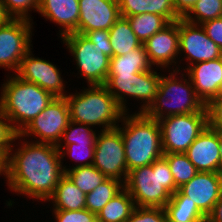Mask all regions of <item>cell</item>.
<instances>
[{
    "mask_svg": "<svg viewBox=\"0 0 222 222\" xmlns=\"http://www.w3.org/2000/svg\"><path fill=\"white\" fill-rule=\"evenodd\" d=\"M22 145L7 156V184L18 194L48 201L65 174L59 150L55 145L34 141Z\"/></svg>",
    "mask_w": 222,
    "mask_h": 222,
    "instance_id": "1",
    "label": "cell"
},
{
    "mask_svg": "<svg viewBox=\"0 0 222 222\" xmlns=\"http://www.w3.org/2000/svg\"><path fill=\"white\" fill-rule=\"evenodd\" d=\"M125 115V116H124ZM124 113L121 120L127 171L138 167L151 165L163 157L161 127L159 121L149 118L144 113L127 115Z\"/></svg>",
    "mask_w": 222,
    "mask_h": 222,
    "instance_id": "2",
    "label": "cell"
},
{
    "mask_svg": "<svg viewBox=\"0 0 222 222\" xmlns=\"http://www.w3.org/2000/svg\"><path fill=\"white\" fill-rule=\"evenodd\" d=\"M0 96V108L18 134L55 98L37 84L16 75L2 84Z\"/></svg>",
    "mask_w": 222,
    "mask_h": 222,
    "instance_id": "3",
    "label": "cell"
},
{
    "mask_svg": "<svg viewBox=\"0 0 222 222\" xmlns=\"http://www.w3.org/2000/svg\"><path fill=\"white\" fill-rule=\"evenodd\" d=\"M124 188L138 207L164 208L178 189L164 157L128 172Z\"/></svg>",
    "mask_w": 222,
    "mask_h": 222,
    "instance_id": "4",
    "label": "cell"
},
{
    "mask_svg": "<svg viewBox=\"0 0 222 222\" xmlns=\"http://www.w3.org/2000/svg\"><path fill=\"white\" fill-rule=\"evenodd\" d=\"M81 93L65 98L69 106L70 120L88 126L102 125L104 129L116 128L124 111L105 85H88ZM117 121V122H116Z\"/></svg>",
    "mask_w": 222,
    "mask_h": 222,
    "instance_id": "5",
    "label": "cell"
},
{
    "mask_svg": "<svg viewBox=\"0 0 222 222\" xmlns=\"http://www.w3.org/2000/svg\"><path fill=\"white\" fill-rule=\"evenodd\" d=\"M178 72L179 70L175 69L169 76H161L158 93L144 112L146 116L160 120L173 115L207 112L206 105L197 96L189 77L188 80L183 78L179 80L175 77Z\"/></svg>",
    "mask_w": 222,
    "mask_h": 222,
    "instance_id": "6",
    "label": "cell"
},
{
    "mask_svg": "<svg viewBox=\"0 0 222 222\" xmlns=\"http://www.w3.org/2000/svg\"><path fill=\"white\" fill-rule=\"evenodd\" d=\"M160 81L161 76L151 69L135 74H108L105 86L124 113L128 110L124 100L126 95L145 100L139 108V113H144L154 101Z\"/></svg>",
    "mask_w": 222,
    "mask_h": 222,
    "instance_id": "7",
    "label": "cell"
},
{
    "mask_svg": "<svg viewBox=\"0 0 222 222\" xmlns=\"http://www.w3.org/2000/svg\"><path fill=\"white\" fill-rule=\"evenodd\" d=\"M163 153H185L207 128V112L173 115L161 118Z\"/></svg>",
    "mask_w": 222,
    "mask_h": 222,
    "instance_id": "8",
    "label": "cell"
},
{
    "mask_svg": "<svg viewBox=\"0 0 222 222\" xmlns=\"http://www.w3.org/2000/svg\"><path fill=\"white\" fill-rule=\"evenodd\" d=\"M76 60L80 76L88 85H105L110 68V57L93 44L84 34L71 33L61 38Z\"/></svg>",
    "mask_w": 222,
    "mask_h": 222,
    "instance_id": "9",
    "label": "cell"
},
{
    "mask_svg": "<svg viewBox=\"0 0 222 222\" xmlns=\"http://www.w3.org/2000/svg\"><path fill=\"white\" fill-rule=\"evenodd\" d=\"M92 165L107 178L125 183L128 171L123 138L117 127L97 134Z\"/></svg>",
    "mask_w": 222,
    "mask_h": 222,
    "instance_id": "10",
    "label": "cell"
},
{
    "mask_svg": "<svg viewBox=\"0 0 222 222\" xmlns=\"http://www.w3.org/2000/svg\"><path fill=\"white\" fill-rule=\"evenodd\" d=\"M69 121V106L66 98L55 97L18 135L29 137L33 134L40 138L36 143L57 146Z\"/></svg>",
    "mask_w": 222,
    "mask_h": 222,
    "instance_id": "11",
    "label": "cell"
},
{
    "mask_svg": "<svg viewBox=\"0 0 222 222\" xmlns=\"http://www.w3.org/2000/svg\"><path fill=\"white\" fill-rule=\"evenodd\" d=\"M31 21L11 19L0 26V67L17 71L21 60L31 49Z\"/></svg>",
    "mask_w": 222,
    "mask_h": 222,
    "instance_id": "12",
    "label": "cell"
},
{
    "mask_svg": "<svg viewBox=\"0 0 222 222\" xmlns=\"http://www.w3.org/2000/svg\"><path fill=\"white\" fill-rule=\"evenodd\" d=\"M185 52L189 64L205 62L222 57V50L209 38L200 24L179 19V52ZM195 61V62H194Z\"/></svg>",
    "mask_w": 222,
    "mask_h": 222,
    "instance_id": "13",
    "label": "cell"
},
{
    "mask_svg": "<svg viewBox=\"0 0 222 222\" xmlns=\"http://www.w3.org/2000/svg\"><path fill=\"white\" fill-rule=\"evenodd\" d=\"M31 55L30 49L21 60L15 75L27 82L37 84L54 97H65L64 82L59 69L49 61Z\"/></svg>",
    "mask_w": 222,
    "mask_h": 222,
    "instance_id": "14",
    "label": "cell"
},
{
    "mask_svg": "<svg viewBox=\"0 0 222 222\" xmlns=\"http://www.w3.org/2000/svg\"><path fill=\"white\" fill-rule=\"evenodd\" d=\"M189 201L207 217L222 195L220 172H198L189 182L179 188Z\"/></svg>",
    "mask_w": 222,
    "mask_h": 222,
    "instance_id": "15",
    "label": "cell"
},
{
    "mask_svg": "<svg viewBox=\"0 0 222 222\" xmlns=\"http://www.w3.org/2000/svg\"><path fill=\"white\" fill-rule=\"evenodd\" d=\"M78 33L109 30L121 17L118 0H79Z\"/></svg>",
    "mask_w": 222,
    "mask_h": 222,
    "instance_id": "16",
    "label": "cell"
},
{
    "mask_svg": "<svg viewBox=\"0 0 222 222\" xmlns=\"http://www.w3.org/2000/svg\"><path fill=\"white\" fill-rule=\"evenodd\" d=\"M185 70L194 91L205 105L222 94V57L194 63Z\"/></svg>",
    "mask_w": 222,
    "mask_h": 222,
    "instance_id": "17",
    "label": "cell"
},
{
    "mask_svg": "<svg viewBox=\"0 0 222 222\" xmlns=\"http://www.w3.org/2000/svg\"><path fill=\"white\" fill-rule=\"evenodd\" d=\"M148 60L151 65L156 67H169L179 52V19L170 22L162 30L155 33L143 43ZM176 57V58H175Z\"/></svg>",
    "mask_w": 222,
    "mask_h": 222,
    "instance_id": "18",
    "label": "cell"
},
{
    "mask_svg": "<svg viewBox=\"0 0 222 222\" xmlns=\"http://www.w3.org/2000/svg\"><path fill=\"white\" fill-rule=\"evenodd\" d=\"M219 147L220 132L207 126L185 154L198 172H220Z\"/></svg>",
    "mask_w": 222,
    "mask_h": 222,
    "instance_id": "19",
    "label": "cell"
},
{
    "mask_svg": "<svg viewBox=\"0 0 222 222\" xmlns=\"http://www.w3.org/2000/svg\"><path fill=\"white\" fill-rule=\"evenodd\" d=\"M37 12L61 26V38L78 33L79 0H39Z\"/></svg>",
    "mask_w": 222,
    "mask_h": 222,
    "instance_id": "20",
    "label": "cell"
},
{
    "mask_svg": "<svg viewBox=\"0 0 222 222\" xmlns=\"http://www.w3.org/2000/svg\"><path fill=\"white\" fill-rule=\"evenodd\" d=\"M120 14L123 17L142 13H153L174 22L181 17L176 13L173 0H118Z\"/></svg>",
    "mask_w": 222,
    "mask_h": 222,
    "instance_id": "21",
    "label": "cell"
},
{
    "mask_svg": "<svg viewBox=\"0 0 222 222\" xmlns=\"http://www.w3.org/2000/svg\"><path fill=\"white\" fill-rule=\"evenodd\" d=\"M86 194L82 192L73 181L64 174L57 184L53 195L48 199L52 200L53 210H82L85 209Z\"/></svg>",
    "mask_w": 222,
    "mask_h": 222,
    "instance_id": "22",
    "label": "cell"
},
{
    "mask_svg": "<svg viewBox=\"0 0 222 222\" xmlns=\"http://www.w3.org/2000/svg\"><path fill=\"white\" fill-rule=\"evenodd\" d=\"M167 222L207 221V217L179 189L164 207Z\"/></svg>",
    "mask_w": 222,
    "mask_h": 222,
    "instance_id": "23",
    "label": "cell"
},
{
    "mask_svg": "<svg viewBox=\"0 0 222 222\" xmlns=\"http://www.w3.org/2000/svg\"><path fill=\"white\" fill-rule=\"evenodd\" d=\"M109 31L112 57L128 54L130 51L142 45V42L131 29L126 17L121 16Z\"/></svg>",
    "mask_w": 222,
    "mask_h": 222,
    "instance_id": "24",
    "label": "cell"
},
{
    "mask_svg": "<svg viewBox=\"0 0 222 222\" xmlns=\"http://www.w3.org/2000/svg\"><path fill=\"white\" fill-rule=\"evenodd\" d=\"M152 65L148 60L143 44L130 51L128 54L110 58L108 74H135L142 71H149Z\"/></svg>",
    "mask_w": 222,
    "mask_h": 222,
    "instance_id": "25",
    "label": "cell"
},
{
    "mask_svg": "<svg viewBox=\"0 0 222 222\" xmlns=\"http://www.w3.org/2000/svg\"><path fill=\"white\" fill-rule=\"evenodd\" d=\"M135 208L133 198L123 188L97 214L98 222H126Z\"/></svg>",
    "mask_w": 222,
    "mask_h": 222,
    "instance_id": "26",
    "label": "cell"
},
{
    "mask_svg": "<svg viewBox=\"0 0 222 222\" xmlns=\"http://www.w3.org/2000/svg\"><path fill=\"white\" fill-rule=\"evenodd\" d=\"M124 188V183L114 178L105 179L93 191L86 194L85 208L97 214L116 194Z\"/></svg>",
    "mask_w": 222,
    "mask_h": 222,
    "instance_id": "27",
    "label": "cell"
},
{
    "mask_svg": "<svg viewBox=\"0 0 222 222\" xmlns=\"http://www.w3.org/2000/svg\"><path fill=\"white\" fill-rule=\"evenodd\" d=\"M126 18L142 44L170 23L165 17L153 13H142Z\"/></svg>",
    "mask_w": 222,
    "mask_h": 222,
    "instance_id": "28",
    "label": "cell"
},
{
    "mask_svg": "<svg viewBox=\"0 0 222 222\" xmlns=\"http://www.w3.org/2000/svg\"><path fill=\"white\" fill-rule=\"evenodd\" d=\"M62 169L73 183L85 194L93 191L107 179V177L93 165L73 167L71 169H66V166H62Z\"/></svg>",
    "mask_w": 222,
    "mask_h": 222,
    "instance_id": "29",
    "label": "cell"
},
{
    "mask_svg": "<svg viewBox=\"0 0 222 222\" xmlns=\"http://www.w3.org/2000/svg\"><path fill=\"white\" fill-rule=\"evenodd\" d=\"M163 157L169 164L177 189L189 182L198 173L185 153H164Z\"/></svg>",
    "mask_w": 222,
    "mask_h": 222,
    "instance_id": "30",
    "label": "cell"
},
{
    "mask_svg": "<svg viewBox=\"0 0 222 222\" xmlns=\"http://www.w3.org/2000/svg\"><path fill=\"white\" fill-rule=\"evenodd\" d=\"M219 17H222V0H198L184 19L190 23L201 25Z\"/></svg>",
    "mask_w": 222,
    "mask_h": 222,
    "instance_id": "31",
    "label": "cell"
},
{
    "mask_svg": "<svg viewBox=\"0 0 222 222\" xmlns=\"http://www.w3.org/2000/svg\"><path fill=\"white\" fill-rule=\"evenodd\" d=\"M96 137L97 135L95 131H93V129H91L88 125L76 123L70 120L60 140L62 142L64 141L65 144H62L61 146L62 142H60L57 145V149H62V147L72 143H95Z\"/></svg>",
    "mask_w": 222,
    "mask_h": 222,
    "instance_id": "32",
    "label": "cell"
},
{
    "mask_svg": "<svg viewBox=\"0 0 222 222\" xmlns=\"http://www.w3.org/2000/svg\"><path fill=\"white\" fill-rule=\"evenodd\" d=\"M65 148V150L63 149ZM62 149H58L60 153L61 160L64 158L66 154L70 155L78 162L84 161V163L77 164L75 167L79 166H90L94 160V152H95V143H72L68 144ZM90 158L89 162L87 159ZM87 160V161H85Z\"/></svg>",
    "mask_w": 222,
    "mask_h": 222,
    "instance_id": "33",
    "label": "cell"
},
{
    "mask_svg": "<svg viewBox=\"0 0 222 222\" xmlns=\"http://www.w3.org/2000/svg\"><path fill=\"white\" fill-rule=\"evenodd\" d=\"M164 208L135 206L126 222H167Z\"/></svg>",
    "mask_w": 222,
    "mask_h": 222,
    "instance_id": "34",
    "label": "cell"
},
{
    "mask_svg": "<svg viewBox=\"0 0 222 222\" xmlns=\"http://www.w3.org/2000/svg\"><path fill=\"white\" fill-rule=\"evenodd\" d=\"M8 14L13 19L32 20L28 16L30 9L38 10L39 0H2ZM29 10V11H28Z\"/></svg>",
    "mask_w": 222,
    "mask_h": 222,
    "instance_id": "35",
    "label": "cell"
},
{
    "mask_svg": "<svg viewBox=\"0 0 222 222\" xmlns=\"http://www.w3.org/2000/svg\"><path fill=\"white\" fill-rule=\"evenodd\" d=\"M21 138L18 133L13 129L7 116L0 108V151L7 156L13 149V141Z\"/></svg>",
    "mask_w": 222,
    "mask_h": 222,
    "instance_id": "36",
    "label": "cell"
},
{
    "mask_svg": "<svg viewBox=\"0 0 222 222\" xmlns=\"http://www.w3.org/2000/svg\"><path fill=\"white\" fill-rule=\"evenodd\" d=\"M56 222H98L95 213L89 210H53Z\"/></svg>",
    "mask_w": 222,
    "mask_h": 222,
    "instance_id": "37",
    "label": "cell"
},
{
    "mask_svg": "<svg viewBox=\"0 0 222 222\" xmlns=\"http://www.w3.org/2000/svg\"><path fill=\"white\" fill-rule=\"evenodd\" d=\"M205 107L208 127L222 133V96L210 100Z\"/></svg>",
    "mask_w": 222,
    "mask_h": 222,
    "instance_id": "38",
    "label": "cell"
},
{
    "mask_svg": "<svg viewBox=\"0 0 222 222\" xmlns=\"http://www.w3.org/2000/svg\"><path fill=\"white\" fill-rule=\"evenodd\" d=\"M84 35L88 38V40L99 47L106 56L112 58V46L109 37V30H94L86 32Z\"/></svg>",
    "mask_w": 222,
    "mask_h": 222,
    "instance_id": "39",
    "label": "cell"
},
{
    "mask_svg": "<svg viewBox=\"0 0 222 222\" xmlns=\"http://www.w3.org/2000/svg\"><path fill=\"white\" fill-rule=\"evenodd\" d=\"M207 36L222 50V17L201 24Z\"/></svg>",
    "mask_w": 222,
    "mask_h": 222,
    "instance_id": "40",
    "label": "cell"
},
{
    "mask_svg": "<svg viewBox=\"0 0 222 222\" xmlns=\"http://www.w3.org/2000/svg\"><path fill=\"white\" fill-rule=\"evenodd\" d=\"M198 0H173L176 13L184 18L194 7Z\"/></svg>",
    "mask_w": 222,
    "mask_h": 222,
    "instance_id": "41",
    "label": "cell"
},
{
    "mask_svg": "<svg viewBox=\"0 0 222 222\" xmlns=\"http://www.w3.org/2000/svg\"><path fill=\"white\" fill-rule=\"evenodd\" d=\"M207 222H222V195L214 205L212 212L207 216Z\"/></svg>",
    "mask_w": 222,
    "mask_h": 222,
    "instance_id": "42",
    "label": "cell"
},
{
    "mask_svg": "<svg viewBox=\"0 0 222 222\" xmlns=\"http://www.w3.org/2000/svg\"><path fill=\"white\" fill-rule=\"evenodd\" d=\"M11 19L12 17L8 14L3 1L0 0V26L6 24Z\"/></svg>",
    "mask_w": 222,
    "mask_h": 222,
    "instance_id": "43",
    "label": "cell"
},
{
    "mask_svg": "<svg viewBox=\"0 0 222 222\" xmlns=\"http://www.w3.org/2000/svg\"><path fill=\"white\" fill-rule=\"evenodd\" d=\"M7 178V155L0 151V174Z\"/></svg>",
    "mask_w": 222,
    "mask_h": 222,
    "instance_id": "44",
    "label": "cell"
},
{
    "mask_svg": "<svg viewBox=\"0 0 222 222\" xmlns=\"http://www.w3.org/2000/svg\"><path fill=\"white\" fill-rule=\"evenodd\" d=\"M219 152H220V173L222 174V133H220V147H219Z\"/></svg>",
    "mask_w": 222,
    "mask_h": 222,
    "instance_id": "45",
    "label": "cell"
},
{
    "mask_svg": "<svg viewBox=\"0 0 222 222\" xmlns=\"http://www.w3.org/2000/svg\"><path fill=\"white\" fill-rule=\"evenodd\" d=\"M189 222H207V221H189Z\"/></svg>",
    "mask_w": 222,
    "mask_h": 222,
    "instance_id": "46",
    "label": "cell"
}]
</instances>
